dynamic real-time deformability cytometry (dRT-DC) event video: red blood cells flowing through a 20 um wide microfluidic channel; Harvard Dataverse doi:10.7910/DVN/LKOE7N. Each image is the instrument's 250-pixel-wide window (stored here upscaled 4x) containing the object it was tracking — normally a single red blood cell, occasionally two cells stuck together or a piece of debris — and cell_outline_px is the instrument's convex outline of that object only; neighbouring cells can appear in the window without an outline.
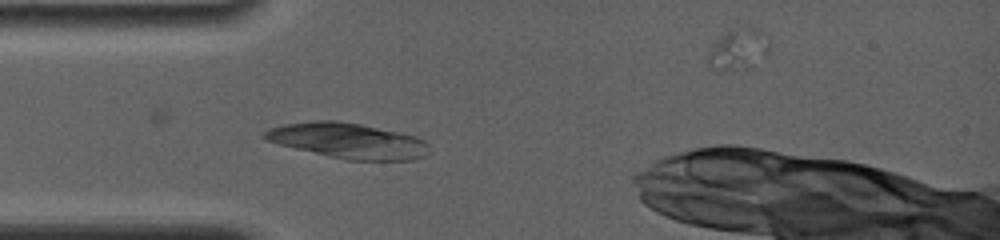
{"species": "common noctule bat (a hibernating species)", "species_latin": "Nyctalus noctula", "temperature_condition": "room temperature", "stored_images_in_passage": 34, "camera_frame_rate_fps": 4000, "um_per_image_px": 0.085, "animal": {"sex": "female", "body_mass_g": 19.0, "forearm_length_mm": 56.7}, "frame": {"image": 1, "passage_image": 5, "time_ms": 1.25, "image_size_px": [1000, 240], "cell_outline_px": [[432, 152], [424, 156], [412, 160], [348, 160], [328, 156], [280, 144], [268, 140], [260, 136], [268, 128], [284, 124], [312, 120], [340, 120], [360, 124], [416, 136], [424, 140], [428, 144]], "centroid_in_image_um": [29.61, 11.95], "position_along_channel_um": 55.4, "area_um2": 33.99}, "authors_computed_cell_mechanics": {"area_um2": 19.7387, "velocity_mm_per_s": 3.8109, "shape_relaxation_time_tau1_ms": 0.6106, "shape_relaxation_time_tau2_ms": null, "deformation_change_tau1": null, "deformation_change_tau2": null}}